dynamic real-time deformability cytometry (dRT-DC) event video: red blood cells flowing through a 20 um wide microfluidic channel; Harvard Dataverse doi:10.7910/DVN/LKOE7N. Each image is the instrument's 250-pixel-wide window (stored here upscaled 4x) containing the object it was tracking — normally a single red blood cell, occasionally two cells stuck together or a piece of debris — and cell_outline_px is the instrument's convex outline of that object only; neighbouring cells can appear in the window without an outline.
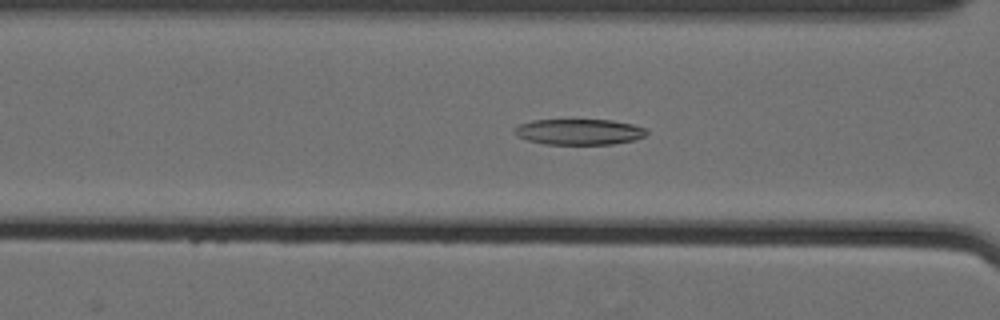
{"species": "Egyptian fruit bat (a non-hibernating species)", "species_latin": "Rousettus aegyptiacus", "temperature_condition": "cold", "stored_images_in_passage": 37, "camera_frame_rate_fps": 3000, "um_per_image_px": 0.085, "animal": {"sex": "female"}, "frame": {"image": 1, "passage_image": 5, "time_ms": 1.333, "image_size_px": [1000, 320], "cell_outline_px": [[648, 132], [644, 136], [636, 140], [612, 144], [544, 144], [528, 140], [516, 136], [512, 132], [512, 128], [520, 124], [532, 120], [612, 120], [632, 124], [648, 128]], "centroid_in_image_um": [49.22, 11.2], "position_along_channel_um": 117.4, "area_um2": 20.06}}
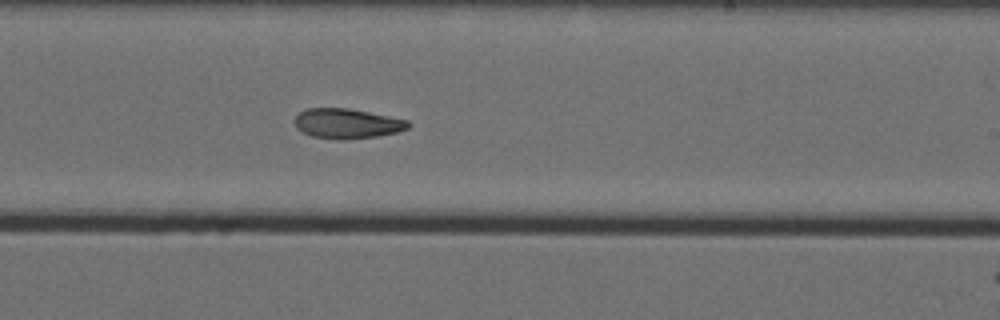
{"frame": {"image": 2, "passage_image": 17, "time_ms": 5.333, "image_size_px": [1000, 320], "cell_outline_px": [[412, 124], [408, 128], [396, 132], [376, 136], [344, 140], [336, 140], [312, 136], [296, 128], [292, 120], [304, 108], [348, 108], [408, 120]], "centroid_in_image_um": [29.46, 10.5], "position_along_channel_um": 259.5, "area_um2": 19.88}}
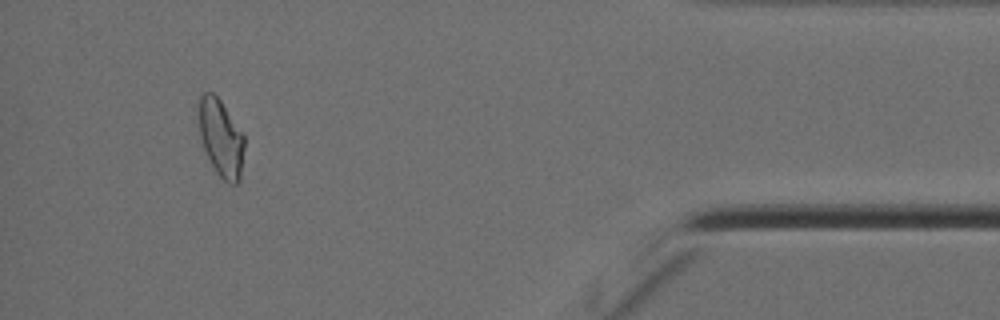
{"frame": {"image": 3, "passage_image": 34, "time_ms": 11.0, "image_size_px": [1000, 320], "cell_outline_px": [[244, 148], [240, 180], [236, 184], [228, 184], [216, 172], [204, 148], [200, 136], [200, 96], [204, 92], [212, 92], [220, 100], [244, 132]], "centroid_in_image_um": [18.82, 11.75], "position_along_channel_um": 416.4, "area_um2": 20.35}, "authors_computed_cell_mechanics": {"area_um2": 20.1722, "velocity_mm_per_s": 3.5512, "shape_relaxation_time_tau1_ms": 10.5838, "shape_relaxation_time_tau2_ms": 4.9399, "deformation_change_tau1": 0.2271, "deformation_change_tau2": 0.119}}